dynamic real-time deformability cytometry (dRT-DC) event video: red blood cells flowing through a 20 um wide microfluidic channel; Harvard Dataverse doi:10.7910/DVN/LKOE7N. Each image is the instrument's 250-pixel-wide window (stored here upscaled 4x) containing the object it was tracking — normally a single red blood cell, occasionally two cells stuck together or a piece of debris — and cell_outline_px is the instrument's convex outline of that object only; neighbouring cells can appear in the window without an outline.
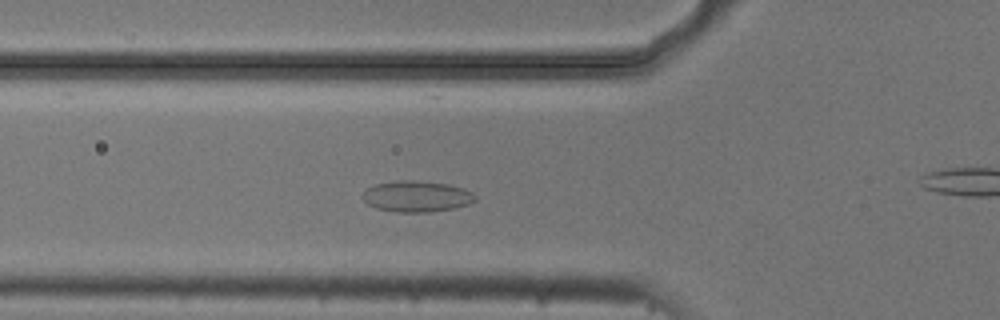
{"species": "common noctule bat (a hibernating species)", "species_latin": "Nyctalus noctula", "temperature_condition": "cold", "stored_images_in_passage": 45, "camera_frame_rate_fps": 3000, "um_per_image_px": 0.085, "animal": {"sex": "male", "body_mass_g": 20.5, "forearm_length_mm": 52.5}, "frame": {"image": 1, "passage_image": 14, "time_ms": 4.333, "image_size_px": [1000, 320], "cell_outline_px": [[476, 200], [468, 204], [452, 208], [428, 212], [400, 212], [376, 208], [368, 204], [364, 200], [364, 192], [368, 188], [376, 184], [404, 180], [412, 180], [448, 184], [464, 188], [472, 192], [476, 196]], "centroid_in_image_um": [35.45, 16.69], "position_along_channel_um": 90.4, "area_um2": 20.06}}
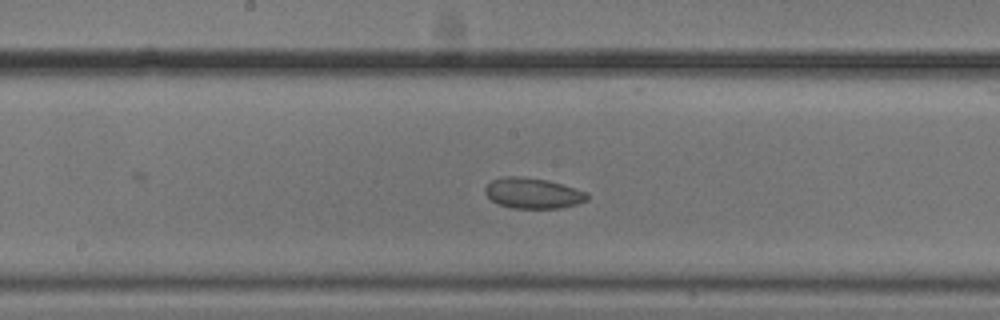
{"frame": {"image": 2, "passage_image": 23, "time_ms": 7.333, "image_size_px": [1000, 320], "cell_outline_px": [[588, 200], [576, 204], [560, 208], [512, 208], [500, 204], [492, 200], [484, 192], [484, 188], [492, 180], [504, 176], [516, 176], [544, 180], [560, 184], [588, 192]], "centroid_in_image_um": [45.29, 16.43], "position_along_channel_um": 202.9, "area_um2": 17.92}}
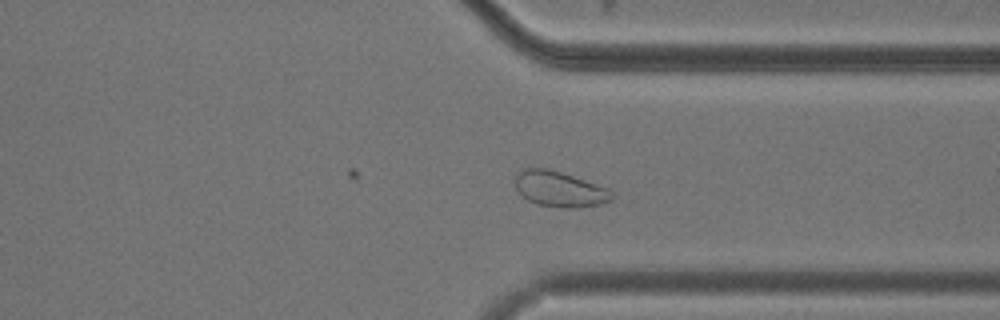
{"frame": {"image": 3, "passage_image": 36, "time_ms": 11.667, "image_size_px": [1000, 320], "cell_outline_px": [[616, 196], [612, 200], [600, 204], [580, 208], [564, 208], [536, 204], [520, 196], [516, 188], [516, 176], [520, 168], [548, 168], [608, 188]], "centroid_in_image_um": [47.56, 16.08], "position_along_channel_um": 363.8, "area_um2": 20.17}, "authors_computed_cell_mechanics": {"area_um2": 17.9758, "velocity_mm_per_s": 3.7277, "shape_relaxation_time_tau1_ms": 6.148, "shape_relaxation_time_tau2_ms": null, "deformation_change_tau1": 0.0784, "deformation_change_tau2": null}}